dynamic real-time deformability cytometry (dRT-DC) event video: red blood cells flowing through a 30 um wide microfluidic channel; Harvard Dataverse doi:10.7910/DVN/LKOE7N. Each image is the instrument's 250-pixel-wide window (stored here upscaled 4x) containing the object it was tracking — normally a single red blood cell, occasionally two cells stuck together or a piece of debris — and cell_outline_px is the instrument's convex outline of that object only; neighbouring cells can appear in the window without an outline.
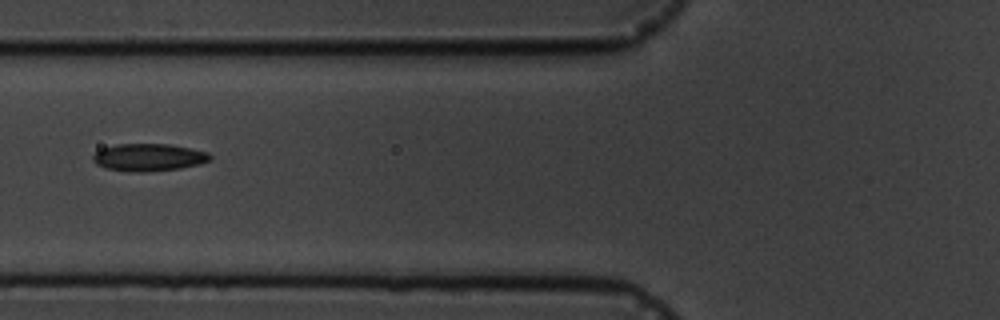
{"species": "common noctule bat (a hibernating species)", "species_latin": "Nyctalus noctula", "temperature_condition": "cold", "stored_images_in_passage": 5, "camera_frame_rate_fps": 3000, "um_per_image_px": 0.085, "animal": {"sex": "male", "body_mass_g": 19.5, "forearm_length_mm": 54.6}, "frame": {"image": 1, "passage_image": 5, "time_ms": 5.333, "image_size_px": [1000, 320], "cell_outline_px": [[212, 160], [200, 164], [180, 168], [144, 172], [136, 172], [104, 168], [96, 164], [92, 160], [92, 156], [96, 152], [104, 148], [116, 144], [168, 144], [192, 148], [208, 152], [212, 156]], "centroid_in_image_um": [12.67, 13.37], "position_along_channel_um": 113.1, "area_um2": 18.79}}